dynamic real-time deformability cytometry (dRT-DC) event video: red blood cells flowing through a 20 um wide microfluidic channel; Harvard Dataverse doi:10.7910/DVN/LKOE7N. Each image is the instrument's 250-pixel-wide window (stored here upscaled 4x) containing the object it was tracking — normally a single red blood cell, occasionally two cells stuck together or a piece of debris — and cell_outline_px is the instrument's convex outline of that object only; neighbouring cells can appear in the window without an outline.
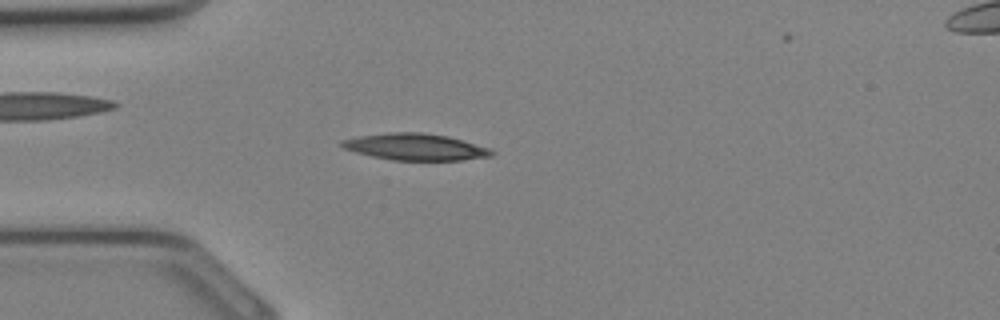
{"species": "Egyptian fruit bat (a non-hibernating species)", "species_latin": "Rousettus aegyptiacus", "temperature_condition": "cold", "stored_images_in_passage": 25, "camera_frame_rate_fps": 3000, "um_per_image_px": 0.085, "animal": {"sex": "female"}, "frame": {"image": 1, "passage_image": 4, "time_ms": 1.0, "image_size_px": [1000, 320], "cell_outline_px": [[496, 152], [492, 156], [460, 160], [392, 160], [372, 156], [356, 152], [344, 148], [340, 144], [340, 140], [360, 136], [388, 132], [420, 132], [448, 136], [492, 148]], "centroid_in_image_um": [35.35, 12.48], "position_along_channel_um": 49.7, "area_um2": 23.29}}
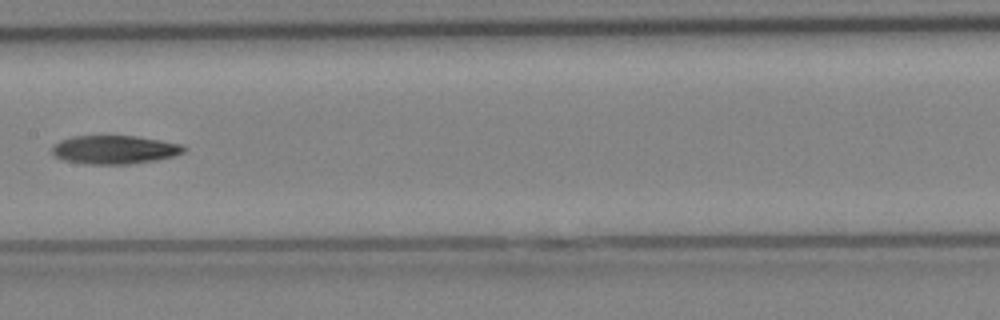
{"frame": {"image": 2, "passage_image": 12, "time_ms": 3.667, "image_size_px": [1000, 320], "cell_outline_px": [[188, 148], [184, 152], [172, 156], [152, 160], [128, 164], [88, 164], [64, 160], [56, 156], [52, 152], [52, 144], [60, 140], [72, 136], [136, 136], [184, 144]], "centroid_in_image_um": [9.73, 12.71], "position_along_channel_um": 197.7, "area_um2": 21.85}}
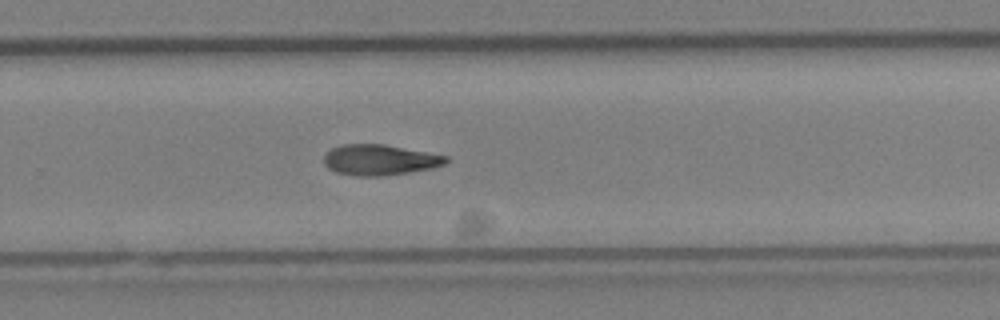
{"frame": {"image": 3, "passage_image": 17, "time_ms": 5.333, "image_size_px": [1000, 320], "cell_outline_px": [[448, 160], [444, 164], [432, 168], [408, 172], [376, 176], [360, 176], [336, 172], [328, 168], [324, 164], [324, 156], [332, 148], [344, 144], [384, 144], [448, 156]], "centroid_in_image_um": [32.26, 13.58], "position_along_channel_um": 297.5, "area_um2": 21.5}}